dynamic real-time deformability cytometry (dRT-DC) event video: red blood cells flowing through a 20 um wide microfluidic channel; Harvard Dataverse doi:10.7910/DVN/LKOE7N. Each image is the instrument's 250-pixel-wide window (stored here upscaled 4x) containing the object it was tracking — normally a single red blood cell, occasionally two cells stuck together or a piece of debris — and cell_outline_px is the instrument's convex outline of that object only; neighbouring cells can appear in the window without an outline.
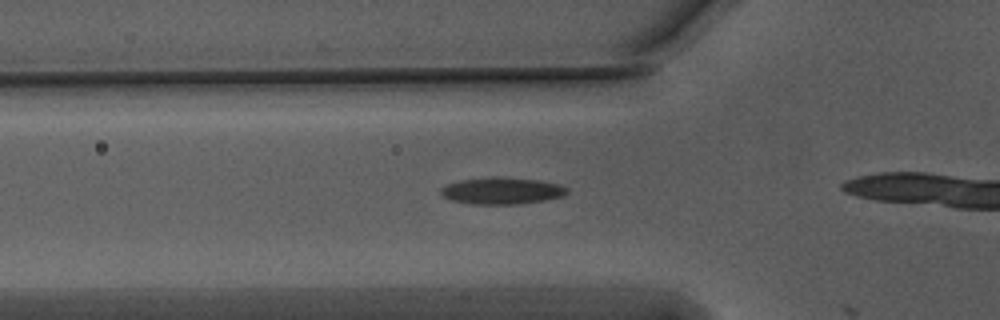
{"species": "Egyptian fruit bat (a non-hibernating species)", "species_latin": "Rousettus aegyptiacus", "temperature_condition": "warm", "stored_images_in_passage": 7, "camera_frame_rate_fps": 3000, "um_per_image_px": 0.085, "animal": {"sex": "male"}, "frame": {"image": 1, "passage_image": 6, "time_ms": 1.667, "image_size_px": [1000, 320], "cell_outline_px": [[568, 192], [564, 196], [548, 200], [520, 204], [472, 204], [452, 200], [444, 196], [440, 192], [440, 188], [444, 184], [460, 180], [488, 176], [500, 176], [540, 180], [560, 184], [568, 188]], "centroid_in_image_um": [42.68, 16.2], "position_along_channel_um": 83.1, "area_um2": 20.17}}